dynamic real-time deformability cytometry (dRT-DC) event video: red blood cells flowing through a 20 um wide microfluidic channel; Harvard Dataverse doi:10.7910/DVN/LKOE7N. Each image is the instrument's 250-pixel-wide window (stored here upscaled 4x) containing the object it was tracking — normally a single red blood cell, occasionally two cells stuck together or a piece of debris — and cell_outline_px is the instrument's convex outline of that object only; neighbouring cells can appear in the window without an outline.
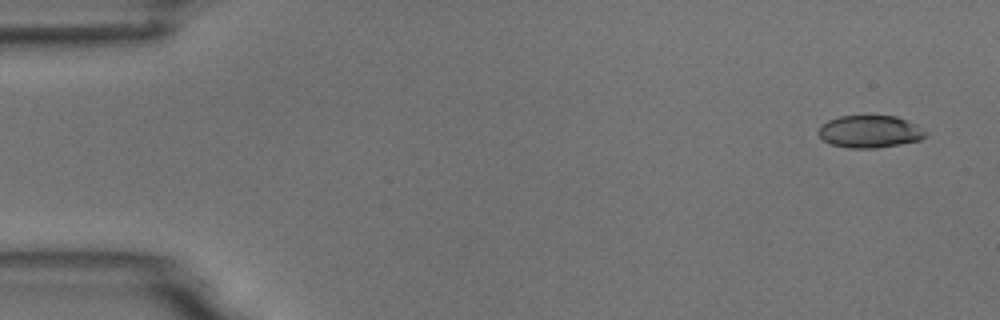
{"species": "common noctule bat (a hibernating species)", "species_latin": "Nyctalus noctula", "temperature_condition": "room temperature", "stored_images_in_passage": 3, "camera_frame_rate_fps": 3000, "um_per_image_px": 0.085, "animal": {"sex": "male", "body_mass_g": 18.8}, "frame": {"image": 1, "passage_image": 1, "time_ms": 0.0, "image_size_px": [1000, 320], "cell_outline_px": [[928, 132], [920, 140], [900, 144], [876, 148], [848, 148], [832, 144], [824, 140], [816, 132], [828, 120], [840, 116], [896, 116]], "centroid_in_image_um": [73.91, 11.19], "position_along_channel_um": 11.1, "area_um2": 19.83}}